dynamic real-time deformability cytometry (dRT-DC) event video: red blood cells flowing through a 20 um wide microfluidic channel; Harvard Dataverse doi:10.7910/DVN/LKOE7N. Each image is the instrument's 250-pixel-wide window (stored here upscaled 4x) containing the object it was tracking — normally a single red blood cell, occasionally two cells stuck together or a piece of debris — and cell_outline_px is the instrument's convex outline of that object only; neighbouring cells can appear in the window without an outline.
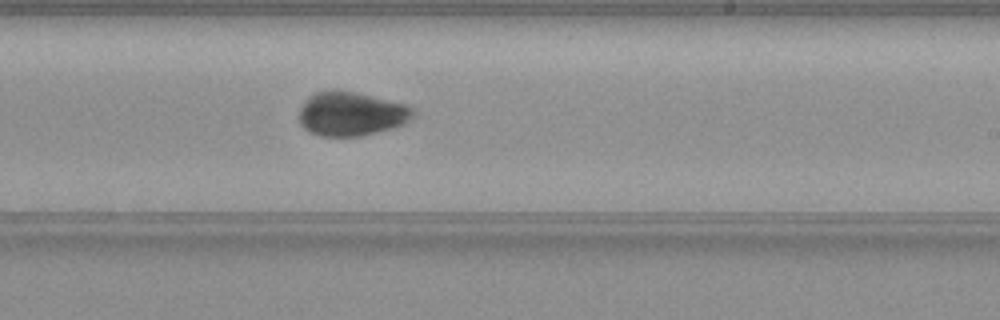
{"species": "common noctule bat (a hibernating species)", "species_latin": "Nyctalus noctula", "temperature_condition": "warm", "stored_images_in_passage": 40, "camera_frame_rate_fps": 3000, "um_per_image_px": 0.085, "animal": {"sex": "female", "body_mass_g": 19.3, "forearm_length_mm": 54.1}, "frame": {"image": 1, "passage_image": 17, "time_ms": 5.333, "image_size_px": [1000, 320], "cell_outline_px": [[412, 116], [404, 124], [392, 128], [360, 136], [320, 136], [308, 132], [300, 124], [300, 108], [304, 100], [308, 96], [316, 92], [352, 92], [404, 104], [412, 108]], "centroid_in_image_um": [29.8, 9.71], "position_along_channel_um": 259.2, "area_um2": 28.55}}
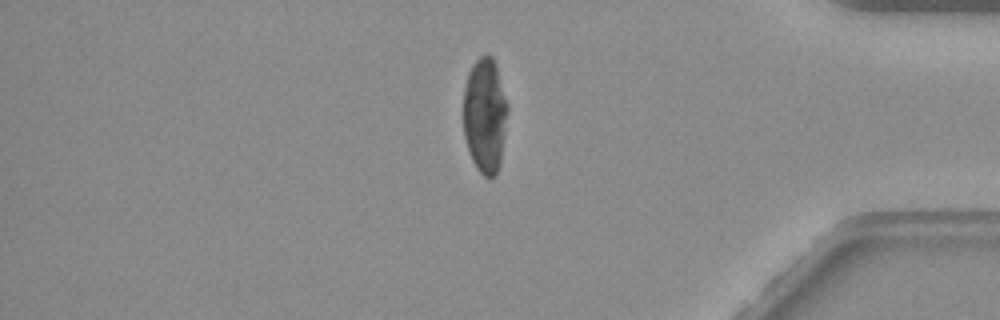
{"frame": {"image": 2, "passage_image": 31, "time_ms": 10.0, "image_size_px": [1000, 320], "cell_outline_px": [[508, 112], [500, 164], [496, 172], [492, 176], [484, 176], [476, 168], [472, 160], [464, 136], [464, 88], [468, 72], [472, 64], [484, 52], [488, 52], [492, 56], [496, 64], [508, 104]], "centroid_in_image_um": [41.22, 9.74], "position_along_channel_um": 394.0, "area_um2": 29.88}}